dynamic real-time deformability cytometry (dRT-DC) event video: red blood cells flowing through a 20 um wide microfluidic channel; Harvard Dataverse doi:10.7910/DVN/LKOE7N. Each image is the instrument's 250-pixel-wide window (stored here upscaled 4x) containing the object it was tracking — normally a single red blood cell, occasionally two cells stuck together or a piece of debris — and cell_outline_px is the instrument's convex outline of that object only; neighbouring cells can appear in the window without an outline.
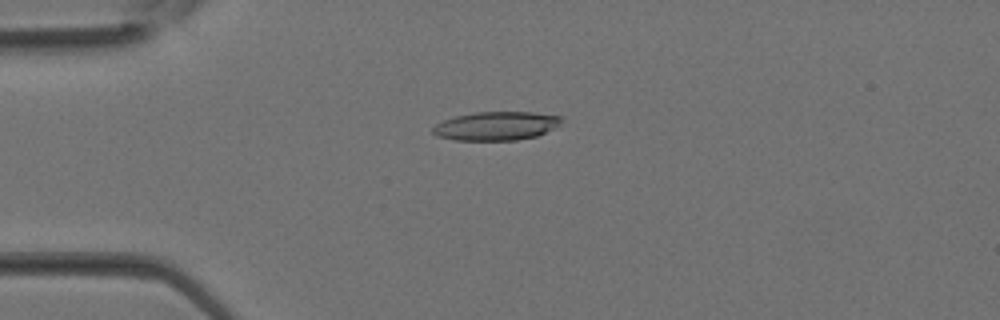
{"species": "Egyptian fruit bat (a non-hibernating species)", "species_latin": "Rousettus aegyptiacus", "temperature_condition": "room temperature", "stored_images_in_passage": 36, "camera_frame_rate_fps": 3000, "um_per_image_px": 0.085, "animal": {"sex": "female"}, "frame": {"image": 1, "passage_image": 9, "time_ms": 2.667, "image_size_px": [1000, 320], "cell_outline_px": [[560, 120], [556, 128], [536, 136], [516, 140], [452, 140], [436, 136], [432, 132], [432, 128], [436, 124], [444, 120], [456, 116], [476, 112], [532, 112], [560, 116]], "centroid_in_image_um": [42.14, 10.71], "position_along_channel_um": 42.9, "area_um2": 21.39}}
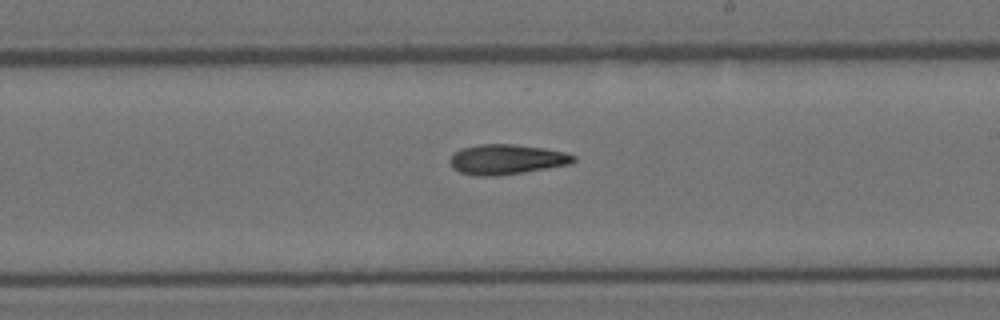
{"frame": {"image": 2, "passage_image": 21, "time_ms": 6.667, "image_size_px": [1000, 320], "cell_outline_px": [[576, 160], [572, 164], [524, 172], [496, 176], [476, 176], [460, 172], [452, 168], [448, 160], [460, 148], [480, 144], [512, 144], [544, 148], [564, 152], [576, 156]], "centroid_in_image_um": [43.06, 13.55], "position_along_channel_um": 245.9, "area_um2": 21.73}}
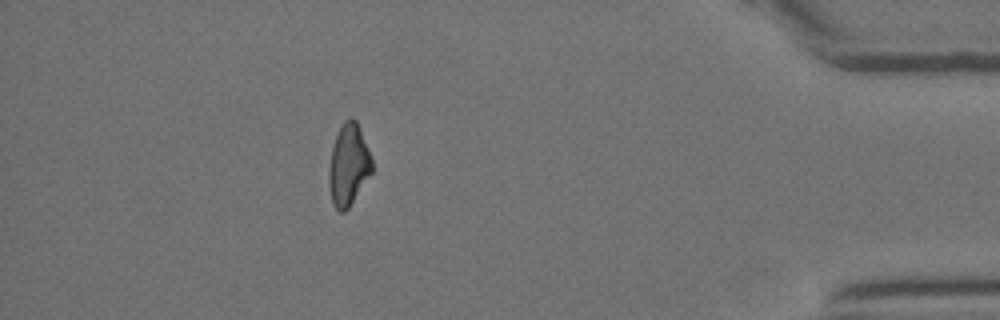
{"frame": {"image": 3, "passage_image": 32, "time_ms": 10.333, "image_size_px": [1000, 320], "cell_outline_px": [[372, 172], [348, 208], [344, 212], [340, 212], [332, 204], [328, 184], [328, 168], [332, 148], [336, 136], [344, 120], [352, 116], [356, 120], [372, 156]], "centroid_in_image_um": [29.61, 14.02], "position_along_channel_um": 405.6, "area_um2": 20.52}}